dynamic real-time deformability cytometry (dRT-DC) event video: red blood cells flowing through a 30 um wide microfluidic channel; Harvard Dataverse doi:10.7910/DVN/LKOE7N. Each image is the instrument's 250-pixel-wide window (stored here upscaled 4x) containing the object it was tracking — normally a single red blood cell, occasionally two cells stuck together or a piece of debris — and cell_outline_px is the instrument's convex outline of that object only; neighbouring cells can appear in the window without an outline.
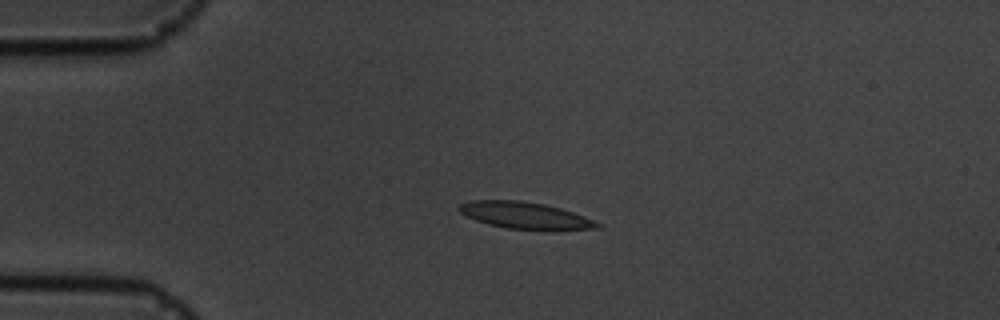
{"species": "common noctule bat (a hibernating species)", "species_latin": "Nyctalus noctula", "temperature_condition": "cold", "stored_images_in_passage": 5, "camera_frame_rate_fps": 3000, "um_per_image_px": 0.085, "animal": {"sex": "male", "body_mass_g": 19.5, "forearm_length_mm": 54.6}, "frame": {"image": 1, "passage_image": 4, "time_ms": 3.667, "image_size_px": [1000, 320], "cell_outline_px": [[600, 228], [552, 232], [548, 232], [508, 228], [488, 224], [476, 220], [460, 212], [456, 208], [460, 204], [472, 200], [520, 200], [544, 204], [560, 208], [584, 216], [600, 224]], "centroid_in_image_um": [44.68, 18.34], "position_along_channel_um": 40.3, "area_um2": 22.02}}